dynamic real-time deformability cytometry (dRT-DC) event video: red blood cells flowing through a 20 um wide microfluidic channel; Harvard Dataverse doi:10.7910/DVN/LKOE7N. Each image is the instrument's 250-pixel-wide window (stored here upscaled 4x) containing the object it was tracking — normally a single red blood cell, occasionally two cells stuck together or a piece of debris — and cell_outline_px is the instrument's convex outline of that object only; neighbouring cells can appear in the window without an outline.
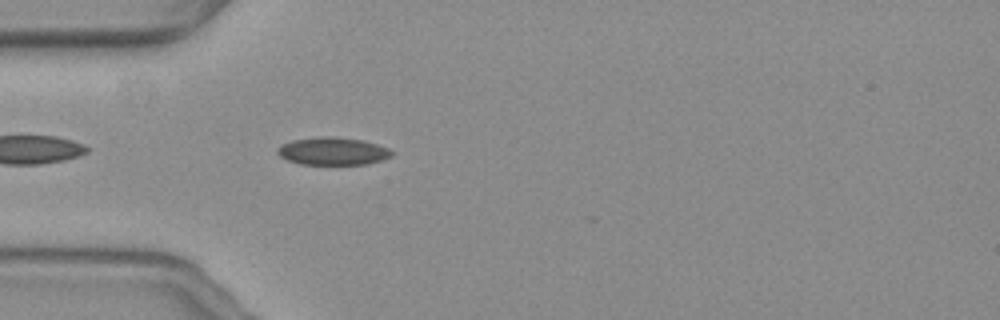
{"species": "common noctule bat (a hibernating species)", "species_latin": "Nyctalus noctula", "temperature_condition": "warm", "stored_images_in_passage": 9, "camera_frame_rate_fps": 3000, "um_per_image_px": 0.085, "animal": {"sex": "female", "body_mass_g": 19.3, "forearm_length_mm": 54.1}, "frame": {"image": 1, "passage_image": 4, "time_ms": 1.0, "image_size_px": [1000, 320], "cell_outline_px": [[392, 156], [368, 164], [300, 164], [288, 160], [280, 156], [276, 152], [276, 148], [280, 144], [292, 140], [316, 136], [332, 136], [364, 140], [388, 148], [392, 152]], "centroid_in_image_um": [28.24, 12.83], "position_along_channel_um": 56.8, "area_um2": 18.55}}